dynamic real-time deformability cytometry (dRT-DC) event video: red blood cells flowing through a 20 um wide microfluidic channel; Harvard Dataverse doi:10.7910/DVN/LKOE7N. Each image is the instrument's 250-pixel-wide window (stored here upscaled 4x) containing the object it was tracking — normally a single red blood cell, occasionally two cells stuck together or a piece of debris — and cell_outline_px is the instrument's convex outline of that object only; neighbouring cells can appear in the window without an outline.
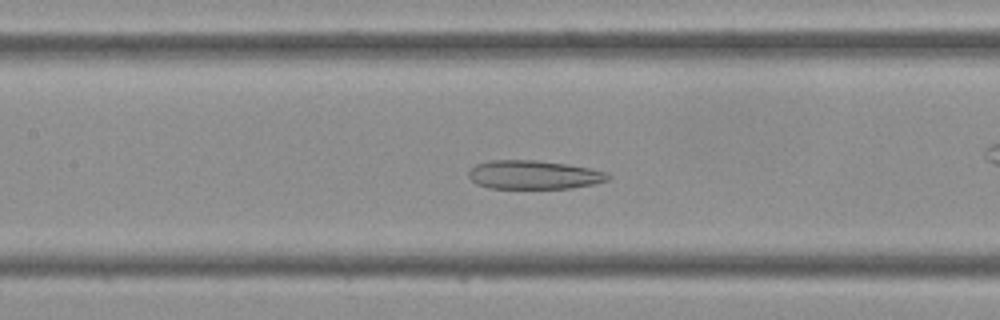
{"species": "Egyptian fruit bat (a non-hibernating species)", "species_latin": "Rousettus aegyptiacus", "temperature_condition": "cold", "stored_images_in_passage": 45, "camera_frame_rate_fps": 3000, "um_per_image_px": 0.085, "frame": {"image": 1, "passage_image": 20, "time_ms": 6.333, "image_size_px": [1000, 320], "cell_outline_px": [[612, 176], [608, 180], [592, 184], [572, 188], [488, 188], [476, 184], [468, 176], [468, 172], [476, 164], [488, 160], [536, 160], [568, 164], [592, 168], [604, 172]], "centroid_in_image_um": [45.36, 14.85], "position_along_channel_um": 162.0, "area_um2": 23.41}}
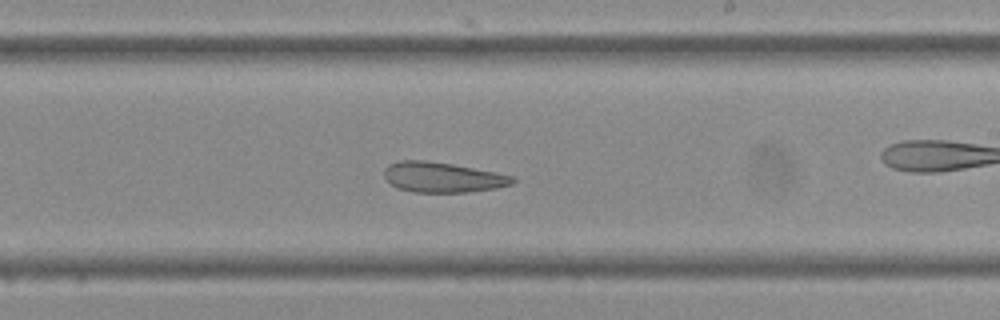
{"frame": {"image": 2, "passage_image": 26, "time_ms": 8.333, "image_size_px": [1000, 320], "cell_outline_px": [[516, 180], [512, 184], [496, 188], [468, 192], [412, 192], [396, 188], [384, 176], [384, 168], [388, 164], [400, 160], [424, 160], [452, 164], [496, 172], [516, 176]], "centroid_in_image_um": [37.62, 15.06], "position_along_channel_um": 251.4, "area_um2": 22.72}}